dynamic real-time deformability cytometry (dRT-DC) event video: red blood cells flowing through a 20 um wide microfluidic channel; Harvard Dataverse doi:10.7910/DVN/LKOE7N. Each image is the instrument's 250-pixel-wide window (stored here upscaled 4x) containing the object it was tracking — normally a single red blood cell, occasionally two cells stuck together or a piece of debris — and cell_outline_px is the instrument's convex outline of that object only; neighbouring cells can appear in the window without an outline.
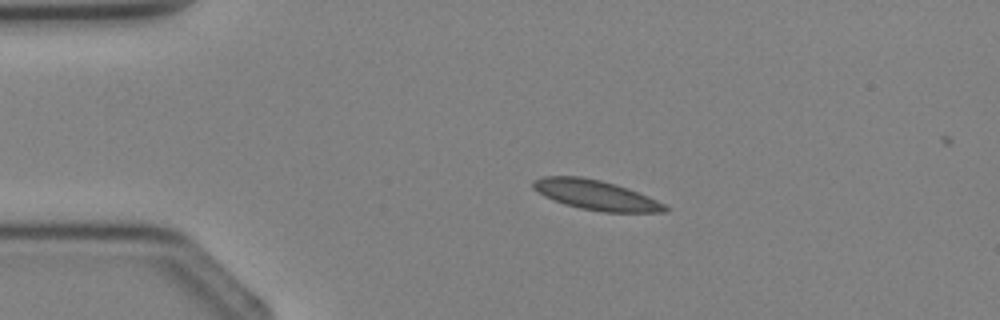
{"species": "Egyptian fruit bat (a non-hibernating species)", "species_latin": "Rousettus aegyptiacus", "temperature_condition": "cold", "stored_images_in_passage": 2, "camera_frame_rate_fps": 3000, "um_per_image_px": 0.085, "animal": {"sex": "female"}, "frame": {"image": 1, "passage_image": 1, "time_ms": 0.0, "image_size_px": [1000, 320], "cell_outline_px": [[668, 212], [604, 212], [580, 208], [564, 204], [544, 196], [532, 188], [532, 180], [544, 176], [580, 176], [600, 180], [616, 184], [628, 188], [648, 196], [664, 204], [668, 208]], "centroid_in_image_um": [50.62, 16.57], "position_along_channel_um": 34.4, "area_um2": 22.89}}